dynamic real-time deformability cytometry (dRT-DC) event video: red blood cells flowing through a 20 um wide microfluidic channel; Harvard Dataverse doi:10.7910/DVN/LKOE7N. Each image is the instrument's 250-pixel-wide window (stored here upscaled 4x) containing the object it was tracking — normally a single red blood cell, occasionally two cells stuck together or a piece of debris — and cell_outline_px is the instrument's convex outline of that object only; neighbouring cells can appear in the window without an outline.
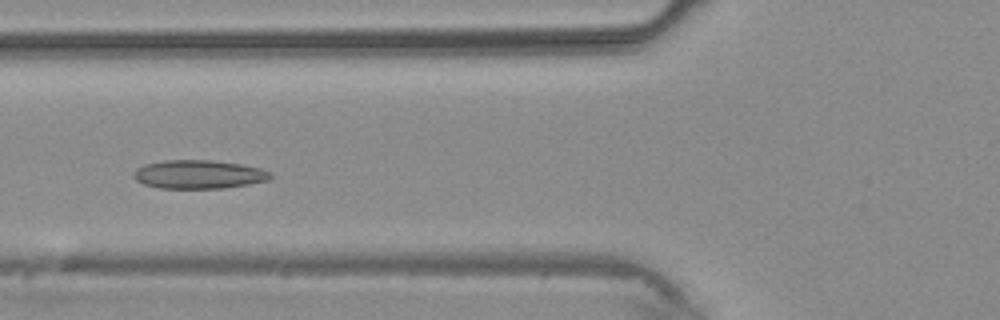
{"species": "common noctule bat (a hibernating species)", "species_latin": "Nyctalus noctula", "temperature_condition": "warm", "stored_images_in_passage": 4, "camera_frame_rate_fps": 3000, "um_per_image_px": 0.085, "animal": {"sex": "male", "body_mass_g": 20.4}, "frame": {"image": 1, "passage_image": 4, "time_ms": 3.333, "image_size_px": [1000, 320], "cell_outline_px": [[272, 176], [268, 180], [248, 184], [224, 188], [160, 188], [144, 184], [136, 180], [132, 176], [132, 172], [136, 168], [144, 164], [164, 160], [212, 160], [244, 164], [260, 168], [272, 172]], "centroid_in_image_um": [16.88, 14.81], "position_along_channel_um": 108.9, "area_um2": 23.0}}